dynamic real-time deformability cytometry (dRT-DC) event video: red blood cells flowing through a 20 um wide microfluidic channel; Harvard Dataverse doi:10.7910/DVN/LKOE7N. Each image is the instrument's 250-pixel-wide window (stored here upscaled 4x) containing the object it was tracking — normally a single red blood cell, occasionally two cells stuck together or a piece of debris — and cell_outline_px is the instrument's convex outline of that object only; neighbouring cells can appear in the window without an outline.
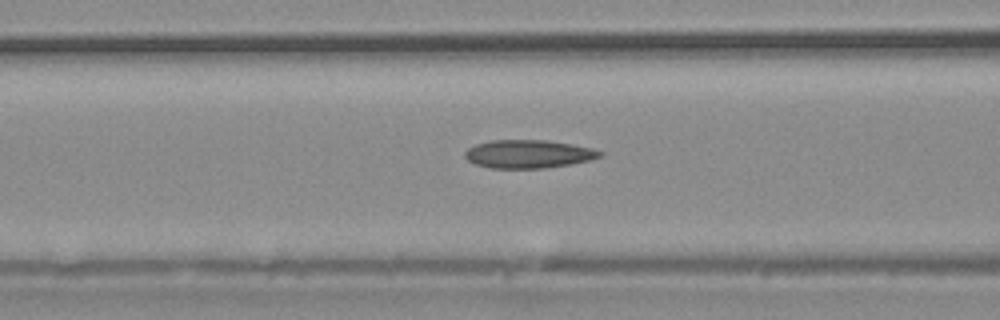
{"species": "common noctule bat (a hibernating species)", "species_latin": "Nyctalus noctula", "temperature_condition": "warm", "stored_images_in_passage": 26, "camera_frame_rate_fps": 3000, "um_per_image_px": 0.085, "animal": {"sex": "male", "body_mass_g": 20.4}, "frame": {"image": 1, "passage_image": 4, "time_ms": 1.0, "image_size_px": [1000, 320], "cell_outline_px": [[604, 156], [592, 160], [544, 168], [492, 168], [476, 164], [468, 160], [464, 156], [464, 152], [468, 148], [476, 144], [492, 140], [548, 140], [592, 148], [604, 152]], "centroid_in_image_um": [44.94, 13.08], "position_along_channel_um": 121.7, "area_um2": 22.2}}
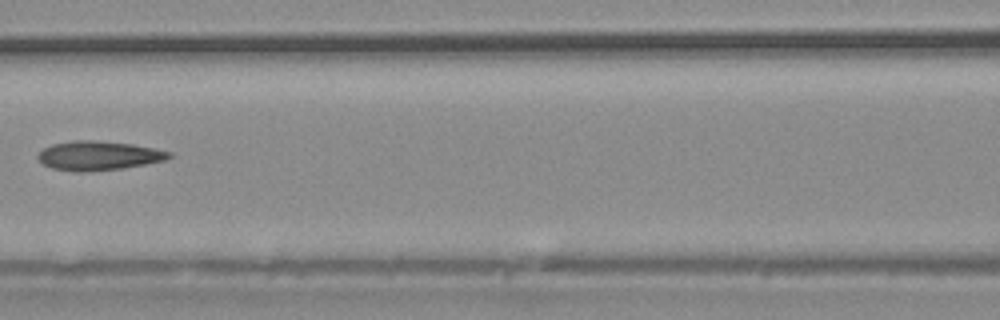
{"frame": {"image": 2, "passage_image": 6, "time_ms": 1.667, "image_size_px": [1000, 320], "cell_outline_px": [[172, 156], [164, 160], [124, 168], [84, 172], [72, 172], [52, 168], [44, 164], [36, 156], [44, 148], [52, 144], [72, 140], [92, 140], [132, 144], [172, 152]], "centroid_in_image_um": [8.35, 13.23], "position_along_channel_um": 158.3, "area_um2": 22.2}}
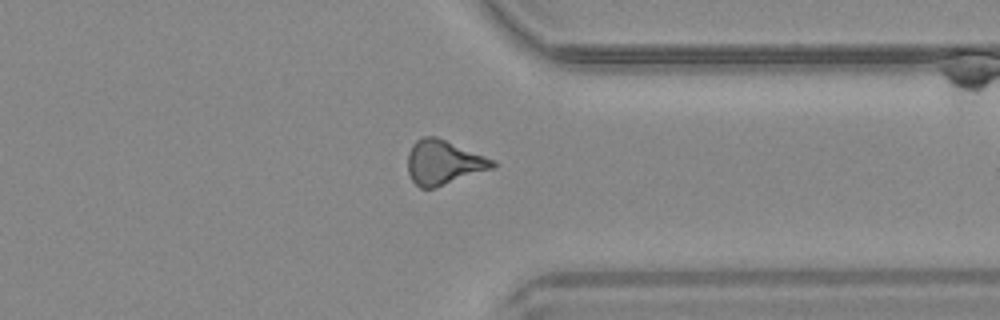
{"frame": {"image": 3, "passage_image": 18, "time_ms": 5.667, "image_size_px": [1000, 320], "cell_outline_px": [[496, 164], [492, 168], [432, 188], [420, 188], [412, 180], [408, 172], [408, 152], [412, 144], [416, 140], [424, 136], [436, 136], [496, 160]], "centroid_in_image_um": [37.68, 13.78], "position_along_channel_um": 373.7, "area_um2": 21.68}}